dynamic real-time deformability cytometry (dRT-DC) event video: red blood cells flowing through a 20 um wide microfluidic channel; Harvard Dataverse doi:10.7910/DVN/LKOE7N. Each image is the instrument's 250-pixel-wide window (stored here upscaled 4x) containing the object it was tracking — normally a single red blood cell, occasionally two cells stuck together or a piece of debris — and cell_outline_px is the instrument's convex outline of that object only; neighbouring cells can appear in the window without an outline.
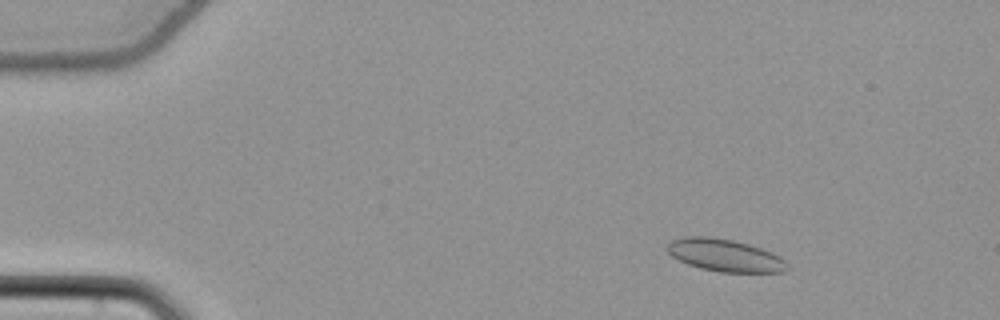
{"species": "common noctule bat (a hibernating species)", "species_latin": "Nyctalus noctula", "temperature_condition": "cold", "stored_images_in_passage": 55, "camera_frame_rate_fps": 3000, "um_per_image_px": 0.085, "animal": {"sex": "female", "body_mass_g": 22.7, "forearm_length_mm": 54.2}, "frame": {"image": 1, "passage_image": 8, "time_ms": 2.333, "image_size_px": [1000, 320], "cell_outline_px": [[788, 268], [784, 272], [720, 272], [700, 268], [688, 264], [672, 256], [668, 252], [668, 244], [672, 240], [684, 236], [712, 236], [732, 240], [748, 244], [760, 248], [780, 256], [788, 264]], "centroid_in_image_um": [61.62, 21.7], "position_along_channel_um": 23.4, "area_um2": 22.54}}
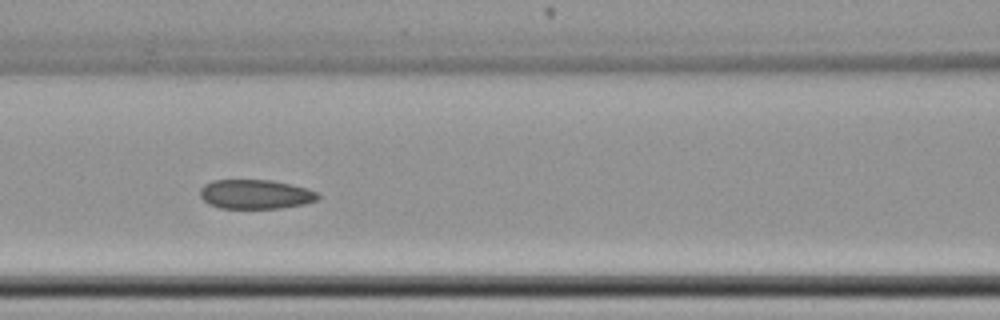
{"frame": {"image": 2, "passage_image": 25, "time_ms": 8.0, "image_size_px": [1000, 320], "cell_outline_px": [[320, 196], [316, 200], [304, 204], [280, 208], [220, 208], [208, 204], [200, 196], [200, 188], [204, 184], [212, 180], [272, 180], [308, 188], [316, 192]], "centroid_in_image_um": [21.7, 16.51], "position_along_channel_um": 144.9, "area_um2": 20.17}}
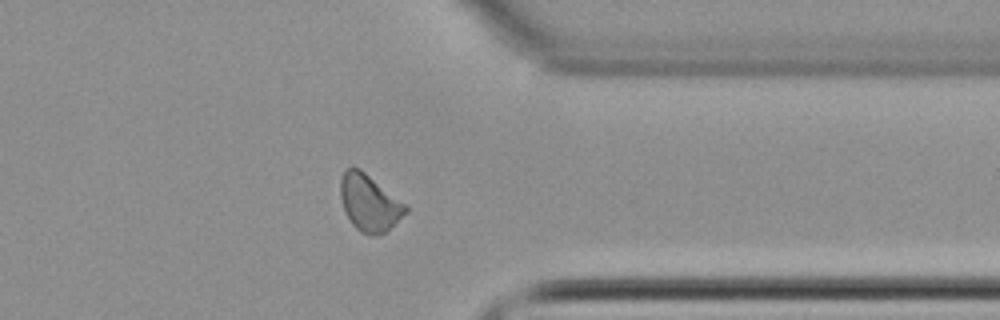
{"frame": {"image": 3, "passage_image": 44, "time_ms": 14.333, "image_size_px": [1000, 320], "cell_outline_px": [[408, 212], [384, 232], [376, 236], [368, 236], [360, 232], [352, 224], [344, 212], [340, 196], [340, 180], [344, 172], [348, 168], [360, 168], [408, 204]], "centroid_in_image_um": [31.41, 17.25], "position_along_channel_um": 380.0, "area_um2": 21.79}, "authors_computed_cell_mechanics": {"area_um2": 21.2704, "velocity_mm_per_s": 3.805, "shape_relaxation_time_tau1_ms": null, "shape_relaxation_time_tau2_ms": 2.7989, "deformation_change_tau1": null, "deformation_change_tau2": 0.06}}